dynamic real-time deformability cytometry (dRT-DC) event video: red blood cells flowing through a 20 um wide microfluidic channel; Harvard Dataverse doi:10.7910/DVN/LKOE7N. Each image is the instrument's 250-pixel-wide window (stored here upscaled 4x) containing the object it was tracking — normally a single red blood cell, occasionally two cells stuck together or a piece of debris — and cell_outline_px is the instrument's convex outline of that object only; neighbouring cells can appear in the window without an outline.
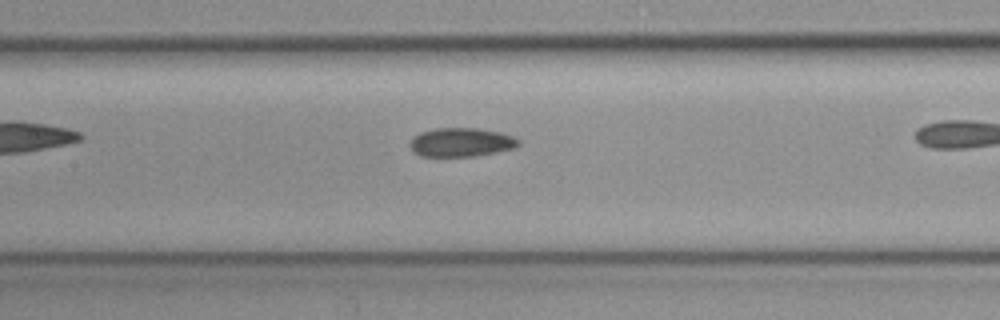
{"species": "common noctule bat (a hibernating species)", "species_latin": "Nyctalus noctula", "temperature_condition": "cold", "stored_images_in_passage": 28, "camera_frame_rate_fps": 3000, "um_per_image_px": 0.085, "animal": {"sex": "female", "body_mass_g": 19.3, "forearm_length_mm": 54.1}, "frame": {"image": 1, "passage_image": 13, "time_ms": 4.0, "image_size_px": [1000, 320], "cell_outline_px": [[520, 144], [516, 148], [496, 152], [472, 156], [420, 156], [412, 152], [408, 144], [420, 132], [436, 128], [476, 128], [500, 132], [512, 136], [520, 140]], "centroid_in_image_um": [39.2, 12.09], "position_along_channel_um": 168.2, "area_um2": 18.26}}
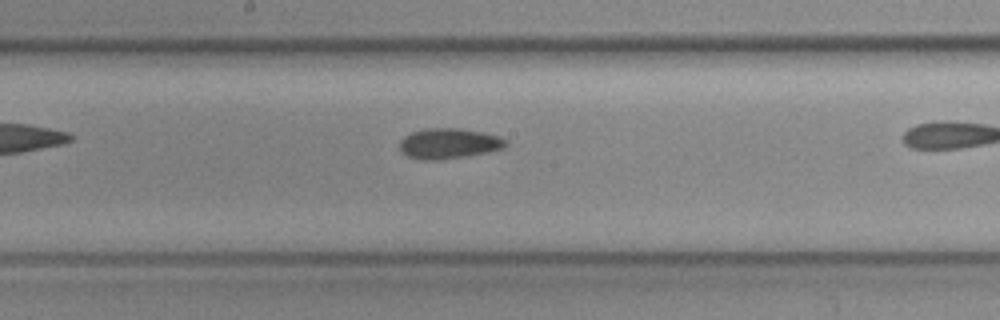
{"frame": {"image": 2, "passage_image": 16, "time_ms": 5.0, "image_size_px": [1000, 320], "cell_outline_px": [[508, 144], [504, 148], [488, 152], [468, 156], [436, 160], [420, 160], [408, 156], [400, 148], [400, 140], [404, 136], [412, 132], [428, 128], [460, 128], [484, 132], [508, 140]], "centroid_in_image_um": [38.18, 12.2], "position_along_channel_um": 210.0, "area_um2": 18.84}}